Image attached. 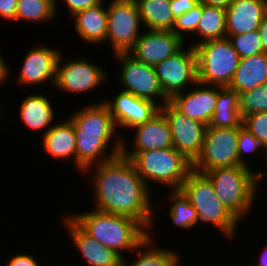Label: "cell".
Returning <instances> with one entry per match:
<instances>
[{
  "instance_id": "obj_1",
  "label": "cell",
  "mask_w": 267,
  "mask_h": 266,
  "mask_svg": "<svg viewBox=\"0 0 267 266\" xmlns=\"http://www.w3.org/2000/svg\"><path fill=\"white\" fill-rule=\"evenodd\" d=\"M82 175H88L91 179L94 209L133 218L148 232L154 229V215H157L153 209L156 203L152 204V190L139 176L129 158L119 154L88 167Z\"/></svg>"
},
{
  "instance_id": "obj_2",
  "label": "cell",
  "mask_w": 267,
  "mask_h": 266,
  "mask_svg": "<svg viewBox=\"0 0 267 266\" xmlns=\"http://www.w3.org/2000/svg\"><path fill=\"white\" fill-rule=\"evenodd\" d=\"M103 101L104 98L83 105L67 117L74 127L76 171L80 175L88 167L121 154L123 137L117 133L113 117Z\"/></svg>"
},
{
  "instance_id": "obj_3",
  "label": "cell",
  "mask_w": 267,
  "mask_h": 266,
  "mask_svg": "<svg viewBox=\"0 0 267 266\" xmlns=\"http://www.w3.org/2000/svg\"><path fill=\"white\" fill-rule=\"evenodd\" d=\"M68 213L87 234L114 250L122 258L127 251L132 254V251L149 236V232L137 220L127 216L106 213L94 208L86 212Z\"/></svg>"
},
{
  "instance_id": "obj_4",
  "label": "cell",
  "mask_w": 267,
  "mask_h": 266,
  "mask_svg": "<svg viewBox=\"0 0 267 266\" xmlns=\"http://www.w3.org/2000/svg\"><path fill=\"white\" fill-rule=\"evenodd\" d=\"M256 171V172H255ZM204 174L223 206L241 223L258 197V170L246 166L215 168Z\"/></svg>"
},
{
  "instance_id": "obj_5",
  "label": "cell",
  "mask_w": 267,
  "mask_h": 266,
  "mask_svg": "<svg viewBox=\"0 0 267 266\" xmlns=\"http://www.w3.org/2000/svg\"><path fill=\"white\" fill-rule=\"evenodd\" d=\"M121 154L131 160L150 190L153 183L169 187L168 190H180L187 175L192 171V162L173 147Z\"/></svg>"
},
{
  "instance_id": "obj_6",
  "label": "cell",
  "mask_w": 267,
  "mask_h": 266,
  "mask_svg": "<svg viewBox=\"0 0 267 266\" xmlns=\"http://www.w3.org/2000/svg\"><path fill=\"white\" fill-rule=\"evenodd\" d=\"M180 190L196 210L198 220L215 227L228 240L234 238L239 221L223 206L216 195L210 180L202 173L192 170L183 182ZM233 239V240H232Z\"/></svg>"
},
{
  "instance_id": "obj_7",
  "label": "cell",
  "mask_w": 267,
  "mask_h": 266,
  "mask_svg": "<svg viewBox=\"0 0 267 266\" xmlns=\"http://www.w3.org/2000/svg\"><path fill=\"white\" fill-rule=\"evenodd\" d=\"M197 82L205 85L229 87L240 57L228 37L207 40L194 47Z\"/></svg>"
},
{
  "instance_id": "obj_8",
  "label": "cell",
  "mask_w": 267,
  "mask_h": 266,
  "mask_svg": "<svg viewBox=\"0 0 267 266\" xmlns=\"http://www.w3.org/2000/svg\"><path fill=\"white\" fill-rule=\"evenodd\" d=\"M64 53L63 51L60 53L57 61L56 79L53 87L60 94L62 92L75 94V97L80 94H90L96 88L99 89L100 86L107 83V69H104L103 64L100 65L90 61V59H87L89 58L88 55L85 57L84 54L65 59L66 55ZM67 60L69 61L67 62Z\"/></svg>"
},
{
  "instance_id": "obj_9",
  "label": "cell",
  "mask_w": 267,
  "mask_h": 266,
  "mask_svg": "<svg viewBox=\"0 0 267 266\" xmlns=\"http://www.w3.org/2000/svg\"><path fill=\"white\" fill-rule=\"evenodd\" d=\"M242 126L207 127L201 153L192 163V170L206 173L215 168L243 166L238 155V137Z\"/></svg>"
},
{
  "instance_id": "obj_10",
  "label": "cell",
  "mask_w": 267,
  "mask_h": 266,
  "mask_svg": "<svg viewBox=\"0 0 267 266\" xmlns=\"http://www.w3.org/2000/svg\"><path fill=\"white\" fill-rule=\"evenodd\" d=\"M109 2L106 5V45L109 44L113 54L128 53L144 30L137 3L135 0H109Z\"/></svg>"
},
{
  "instance_id": "obj_11",
  "label": "cell",
  "mask_w": 267,
  "mask_h": 266,
  "mask_svg": "<svg viewBox=\"0 0 267 266\" xmlns=\"http://www.w3.org/2000/svg\"><path fill=\"white\" fill-rule=\"evenodd\" d=\"M112 56L120 64V69L116 71L118 74L114 77L121 89L123 88L122 91L152 100L160 106L169 101L159 84L154 66L137 61L128 53H116Z\"/></svg>"
},
{
  "instance_id": "obj_12",
  "label": "cell",
  "mask_w": 267,
  "mask_h": 266,
  "mask_svg": "<svg viewBox=\"0 0 267 266\" xmlns=\"http://www.w3.org/2000/svg\"><path fill=\"white\" fill-rule=\"evenodd\" d=\"M187 46L154 66L159 84L169 100L197 82L196 52L194 47Z\"/></svg>"
},
{
  "instance_id": "obj_13",
  "label": "cell",
  "mask_w": 267,
  "mask_h": 266,
  "mask_svg": "<svg viewBox=\"0 0 267 266\" xmlns=\"http://www.w3.org/2000/svg\"><path fill=\"white\" fill-rule=\"evenodd\" d=\"M160 111L170 127L173 148L193 163L201 153L207 126L188 118L169 101L160 106Z\"/></svg>"
},
{
  "instance_id": "obj_14",
  "label": "cell",
  "mask_w": 267,
  "mask_h": 266,
  "mask_svg": "<svg viewBox=\"0 0 267 266\" xmlns=\"http://www.w3.org/2000/svg\"><path fill=\"white\" fill-rule=\"evenodd\" d=\"M59 48L38 45L30 46L15 77L19 87L42 86L47 82L54 87L57 61L62 52ZM22 85V86H21Z\"/></svg>"
},
{
  "instance_id": "obj_15",
  "label": "cell",
  "mask_w": 267,
  "mask_h": 266,
  "mask_svg": "<svg viewBox=\"0 0 267 266\" xmlns=\"http://www.w3.org/2000/svg\"><path fill=\"white\" fill-rule=\"evenodd\" d=\"M115 96V97H114ZM109 108L118 131L119 128L130 130L136 125L151 119L160 111V105L152 100L136 97L120 90L103 101Z\"/></svg>"
},
{
  "instance_id": "obj_16",
  "label": "cell",
  "mask_w": 267,
  "mask_h": 266,
  "mask_svg": "<svg viewBox=\"0 0 267 266\" xmlns=\"http://www.w3.org/2000/svg\"><path fill=\"white\" fill-rule=\"evenodd\" d=\"M187 43L172 31L144 30L128 54L150 66L176 54Z\"/></svg>"
},
{
  "instance_id": "obj_17",
  "label": "cell",
  "mask_w": 267,
  "mask_h": 266,
  "mask_svg": "<svg viewBox=\"0 0 267 266\" xmlns=\"http://www.w3.org/2000/svg\"><path fill=\"white\" fill-rule=\"evenodd\" d=\"M62 225L80 258L89 266H122V257L87 234L69 215H61ZM64 223V224H63ZM76 246V247H75Z\"/></svg>"
},
{
  "instance_id": "obj_18",
  "label": "cell",
  "mask_w": 267,
  "mask_h": 266,
  "mask_svg": "<svg viewBox=\"0 0 267 266\" xmlns=\"http://www.w3.org/2000/svg\"><path fill=\"white\" fill-rule=\"evenodd\" d=\"M218 86L196 82L186 91L174 95L169 102L188 118L208 126L216 107Z\"/></svg>"
},
{
  "instance_id": "obj_19",
  "label": "cell",
  "mask_w": 267,
  "mask_h": 266,
  "mask_svg": "<svg viewBox=\"0 0 267 266\" xmlns=\"http://www.w3.org/2000/svg\"><path fill=\"white\" fill-rule=\"evenodd\" d=\"M130 130H134L132 134H135L133 137L130 134L133 139L130 140L133 142V146L129 147L128 142L126 143L128 138L127 140L126 138H122L121 152H142L173 147L170 127L161 111L151 119L136 125Z\"/></svg>"
},
{
  "instance_id": "obj_20",
  "label": "cell",
  "mask_w": 267,
  "mask_h": 266,
  "mask_svg": "<svg viewBox=\"0 0 267 266\" xmlns=\"http://www.w3.org/2000/svg\"><path fill=\"white\" fill-rule=\"evenodd\" d=\"M225 13L228 38L253 32L259 29L267 15V0H233Z\"/></svg>"
},
{
  "instance_id": "obj_21",
  "label": "cell",
  "mask_w": 267,
  "mask_h": 266,
  "mask_svg": "<svg viewBox=\"0 0 267 266\" xmlns=\"http://www.w3.org/2000/svg\"><path fill=\"white\" fill-rule=\"evenodd\" d=\"M64 118L54 123L42 137H39V142H41L42 150L45 151L44 154L52 157V160L57 159L66 163H69L71 160L75 164L72 166L76 168V136L74 127L72 122L68 118L66 119L65 115Z\"/></svg>"
},
{
  "instance_id": "obj_22",
  "label": "cell",
  "mask_w": 267,
  "mask_h": 266,
  "mask_svg": "<svg viewBox=\"0 0 267 266\" xmlns=\"http://www.w3.org/2000/svg\"><path fill=\"white\" fill-rule=\"evenodd\" d=\"M50 99L40 91L38 94L32 92L24 97L19 105L18 114L24 127L41 133V137L57 122L55 108Z\"/></svg>"
},
{
  "instance_id": "obj_23",
  "label": "cell",
  "mask_w": 267,
  "mask_h": 266,
  "mask_svg": "<svg viewBox=\"0 0 267 266\" xmlns=\"http://www.w3.org/2000/svg\"><path fill=\"white\" fill-rule=\"evenodd\" d=\"M104 0L86 10L75 13L74 29L80 39L89 42V45L103 46L107 42V9Z\"/></svg>"
},
{
  "instance_id": "obj_24",
  "label": "cell",
  "mask_w": 267,
  "mask_h": 266,
  "mask_svg": "<svg viewBox=\"0 0 267 266\" xmlns=\"http://www.w3.org/2000/svg\"><path fill=\"white\" fill-rule=\"evenodd\" d=\"M156 240L155 235L149 232V236L132 251L136 254L135 258H131L134 260L127 259L130 256L128 253L127 257L122 258V266H182V255L172 247L163 248Z\"/></svg>"
},
{
  "instance_id": "obj_25",
  "label": "cell",
  "mask_w": 267,
  "mask_h": 266,
  "mask_svg": "<svg viewBox=\"0 0 267 266\" xmlns=\"http://www.w3.org/2000/svg\"><path fill=\"white\" fill-rule=\"evenodd\" d=\"M267 83V53L240 59L229 88L242 93Z\"/></svg>"
},
{
  "instance_id": "obj_26",
  "label": "cell",
  "mask_w": 267,
  "mask_h": 266,
  "mask_svg": "<svg viewBox=\"0 0 267 266\" xmlns=\"http://www.w3.org/2000/svg\"><path fill=\"white\" fill-rule=\"evenodd\" d=\"M239 102V93L237 91L229 87L218 86L216 107L207 127H239L242 124Z\"/></svg>"
},
{
  "instance_id": "obj_27",
  "label": "cell",
  "mask_w": 267,
  "mask_h": 266,
  "mask_svg": "<svg viewBox=\"0 0 267 266\" xmlns=\"http://www.w3.org/2000/svg\"><path fill=\"white\" fill-rule=\"evenodd\" d=\"M145 30L171 31L173 18L170 0H135Z\"/></svg>"
},
{
  "instance_id": "obj_28",
  "label": "cell",
  "mask_w": 267,
  "mask_h": 266,
  "mask_svg": "<svg viewBox=\"0 0 267 266\" xmlns=\"http://www.w3.org/2000/svg\"><path fill=\"white\" fill-rule=\"evenodd\" d=\"M194 37L197 40L193 42ZM225 37H227L225 9L202 3L201 19L194 36L191 38V44L187 45L195 47L201 42Z\"/></svg>"
},
{
  "instance_id": "obj_29",
  "label": "cell",
  "mask_w": 267,
  "mask_h": 266,
  "mask_svg": "<svg viewBox=\"0 0 267 266\" xmlns=\"http://www.w3.org/2000/svg\"><path fill=\"white\" fill-rule=\"evenodd\" d=\"M168 192V197L165 200L167 199V203H173L169 205L168 214L173 225L183 230H192L193 227L198 226L199 220L196 210L183 192L181 190H168Z\"/></svg>"
},
{
  "instance_id": "obj_30",
  "label": "cell",
  "mask_w": 267,
  "mask_h": 266,
  "mask_svg": "<svg viewBox=\"0 0 267 266\" xmlns=\"http://www.w3.org/2000/svg\"><path fill=\"white\" fill-rule=\"evenodd\" d=\"M56 17L54 0H18L16 22L49 23ZM37 22V23H36Z\"/></svg>"
},
{
  "instance_id": "obj_31",
  "label": "cell",
  "mask_w": 267,
  "mask_h": 266,
  "mask_svg": "<svg viewBox=\"0 0 267 266\" xmlns=\"http://www.w3.org/2000/svg\"><path fill=\"white\" fill-rule=\"evenodd\" d=\"M239 113L243 119L253 113L267 111V83L239 93Z\"/></svg>"
},
{
  "instance_id": "obj_32",
  "label": "cell",
  "mask_w": 267,
  "mask_h": 266,
  "mask_svg": "<svg viewBox=\"0 0 267 266\" xmlns=\"http://www.w3.org/2000/svg\"><path fill=\"white\" fill-rule=\"evenodd\" d=\"M202 15V3L200 2L196 7L190 11L177 17L174 21L171 31L180 37L184 42L190 40L187 37H192L197 30L198 23ZM187 36V37H186ZM186 38V39H185Z\"/></svg>"
},
{
  "instance_id": "obj_33",
  "label": "cell",
  "mask_w": 267,
  "mask_h": 266,
  "mask_svg": "<svg viewBox=\"0 0 267 266\" xmlns=\"http://www.w3.org/2000/svg\"><path fill=\"white\" fill-rule=\"evenodd\" d=\"M229 40L240 59L264 52L258 30L246 34L231 35Z\"/></svg>"
},
{
  "instance_id": "obj_34",
  "label": "cell",
  "mask_w": 267,
  "mask_h": 266,
  "mask_svg": "<svg viewBox=\"0 0 267 266\" xmlns=\"http://www.w3.org/2000/svg\"><path fill=\"white\" fill-rule=\"evenodd\" d=\"M258 154L262 153V158L264 160L267 159V152L261 146L260 142L243 126L239 130V137H238V155H239V162L246 167H249L253 170L254 167L250 165L251 163L247 160L248 156L246 154ZM247 156V157H246Z\"/></svg>"
},
{
  "instance_id": "obj_35",
  "label": "cell",
  "mask_w": 267,
  "mask_h": 266,
  "mask_svg": "<svg viewBox=\"0 0 267 266\" xmlns=\"http://www.w3.org/2000/svg\"><path fill=\"white\" fill-rule=\"evenodd\" d=\"M242 125L260 142L267 152V111L245 116L242 119Z\"/></svg>"
},
{
  "instance_id": "obj_36",
  "label": "cell",
  "mask_w": 267,
  "mask_h": 266,
  "mask_svg": "<svg viewBox=\"0 0 267 266\" xmlns=\"http://www.w3.org/2000/svg\"><path fill=\"white\" fill-rule=\"evenodd\" d=\"M65 1V7L67 8V10H69V15L70 17L73 16L75 13L82 11V10H86L90 7H93L95 5H97L101 0H63ZM58 1L54 0V8H55V13H58Z\"/></svg>"
},
{
  "instance_id": "obj_37",
  "label": "cell",
  "mask_w": 267,
  "mask_h": 266,
  "mask_svg": "<svg viewBox=\"0 0 267 266\" xmlns=\"http://www.w3.org/2000/svg\"><path fill=\"white\" fill-rule=\"evenodd\" d=\"M31 253H18L15 252L5 266H40L42 263L36 260Z\"/></svg>"
},
{
  "instance_id": "obj_38",
  "label": "cell",
  "mask_w": 267,
  "mask_h": 266,
  "mask_svg": "<svg viewBox=\"0 0 267 266\" xmlns=\"http://www.w3.org/2000/svg\"><path fill=\"white\" fill-rule=\"evenodd\" d=\"M200 3V0H170L173 18L190 11Z\"/></svg>"
},
{
  "instance_id": "obj_39",
  "label": "cell",
  "mask_w": 267,
  "mask_h": 266,
  "mask_svg": "<svg viewBox=\"0 0 267 266\" xmlns=\"http://www.w3.org/2000/svg\"><path fill=\"white\" fill-rule=\"evenodd\" d=\"M18 0H0V18L6 21H16V6Z\"/></svg>"
},
{
  "instance_id": "obj_40",
  "label": "cell",
  "mask_w": 267,
  "mask_h": 266,
  "mask_svg": "<svg viewBox=\"0 0 267 266\" xmlns=\"http://www.w3.org/2000/svg\"><path fill=\"white\" fill-rule=\"evenodd\" d=\"M1 54L0 50V87L6 85V83L8 84V79L11 81L10 73H12L10 69L11 66L6 63V60H4V57Z\"/></svg>"
},
{
  "instance_id": "obj_41",
  "label": "cell",
  "mask_w": 267,
  "mask_h": 266,
  "mask_svg": "<svg viewBox=\"0 0 267 266\" xmlns=\"http://www.w3.org/2000/svg\"><path fill=\"white\" fill-rule=\"evenodd\" d=\"M258 31L261 37L263 51L267 53V15L261 22Z\"/></svg>"
},
{
  "instance_id": "obj_42",
  "label": "cell",
  "mask_w": 267,
  "mask_h": 266,
  "mask_svg": "<svg viewBox=\"0 0 267 266\" xmlns=\"http://www.w3.org/2000/svg\"><path fill=\"white\" fill-rule=\"evenodd\" d=\"M264 246H265V248L264 247H262V249L263 250H261L260 252H262V253H260L259 255H258V257L256 258V260L258 259V261H255V262H257V263H246V264H242V266H267V243H265L264 244Z\"/></svg>"
},
{
  "instance_id": "obj_43",
  "label": "cell",
  "mask_w": 267,
  "mask_h": 266,
  "mask_svg": "<svg viewBox=\"0 0 267 266\" xmlns=\"http://www.w3.org/2000/svg\"><path fill=\"white\" fill-rule=\"evenodd\" d=\"M233 0H200L201 3L226 9Z\"/></svg>"
},
{
  "instance_id": "obj_44",
  "label": "cell",
  "mask_w": 267,
  "mask_h": 266,
  "mask_svg": "<svg viewBox=\"0 0 267 266\" xmlns=\"http://www.w3.org/2000/svg\"><path fill=\"white\" fill-rule=\"evenodd\" d=\"M265 163H266V165L265 166H267V159H266V161H264ZM267 169L266 170H264V169H262V170H260V168H259V170H258V188H260V184H261V186H262V182H263V180H264V177L265 178H267Z\"/></svg>"
},
{
  "instance_id": "obj_45",
  "label": "cell",
  "mask_w": 267,
  "mask_h": 266,
  "mask_svg": "<svg viewBox=\"0 0 267 266\" xmlns=\"http://www.w3.org/2000/svg\"><path fill=\"white\" fill-rule=\"evenodd\" d=\"M2 108H3V107H2V101H1V102H0V123L2 122V121H1V119H2L1 117H3V114H4V112H3L4 110H3ZM2 112H3V113H2Z\"/></svg>"
}]
</instances>
